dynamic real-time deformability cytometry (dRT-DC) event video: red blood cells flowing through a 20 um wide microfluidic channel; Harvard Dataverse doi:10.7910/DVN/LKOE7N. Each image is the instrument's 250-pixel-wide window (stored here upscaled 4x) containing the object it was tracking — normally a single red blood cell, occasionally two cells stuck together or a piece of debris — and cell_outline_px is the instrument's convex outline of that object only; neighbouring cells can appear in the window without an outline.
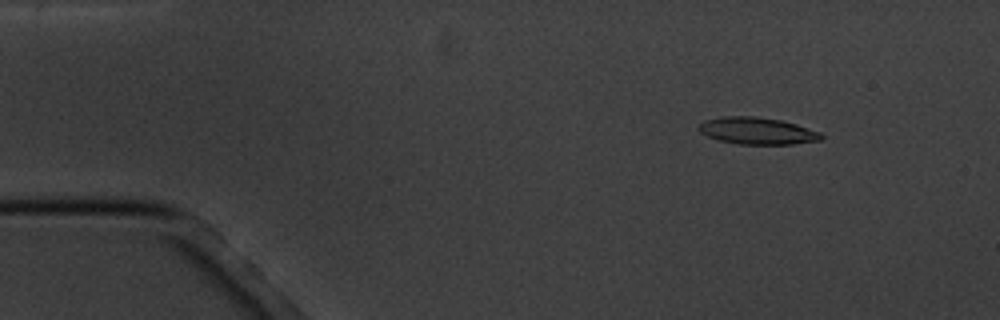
{"species": "common noctule bat (a hibernating species)", "species_latin": "Nyctalus noctula", "temperature_condition": "cold", "stored_images_in_passage": 7, "camera_frame_rate_fps": 3000, "um_per_image_px": 0.085, "animal": {"sex": "male", "body_mass_g": 20.1, "forearm_length_mm": 53.5}, "frame": {"image": 1, "passage_image": 2, "time_ms": 1.333, "image_size_px": [1000, 320], "cell_outline_px": [[824, 136], [820, 140], [792, 144], [740, 144], [716, 140], [700, 132], [696, 128], [704, 120], [724, 116], [752, 116], [780, 120], [796, 124], [820, 132]], "centroid_in_image_um": [64.33, 11.12], "position_along_channel_um": 20.7, "area_um2": 19.19}}
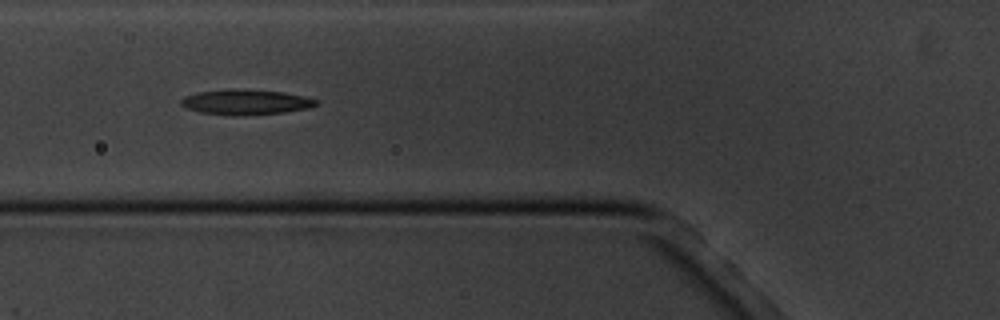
{"frame": {"image": 2, "passage_image": 6, "time_ms": 6.0, "image_size_px": [1000, 320], "cell_outline_px": [[316, 104], [308, 108], [284, 112], [244, 116], [236, 116], [200, 112], [188, 108], [180, 104], [180, 100], [184, 96], [200, 92], [284, 92], [304, 96], [316, 100]], "centroid_in_image_um": [20.9, 8.74], "position_along_channel_um": 104.9, "area_um2": 18.55}}
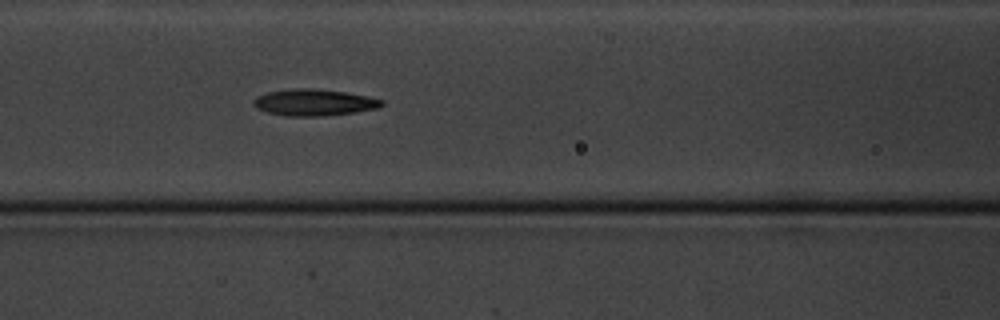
{"frame": {"image": 3, "passage_image": 7, "time_ms": 7.0, "image_size_px": [1000, 320], "cell_outline_px": [[384, 104], [376, 108], [356, 112], [324, 116], [288, 116], [268, 112], [256, 108], [252, 104], [252, 100], [256, 96], [268, 92], [292, 88], [312, 88], [344, 92], [368, 96], [384, 100]], "centroid_in_image_um": [26.67, 8.7], "position_along_channel_um": 139.9, "area_um2": 19.88}}